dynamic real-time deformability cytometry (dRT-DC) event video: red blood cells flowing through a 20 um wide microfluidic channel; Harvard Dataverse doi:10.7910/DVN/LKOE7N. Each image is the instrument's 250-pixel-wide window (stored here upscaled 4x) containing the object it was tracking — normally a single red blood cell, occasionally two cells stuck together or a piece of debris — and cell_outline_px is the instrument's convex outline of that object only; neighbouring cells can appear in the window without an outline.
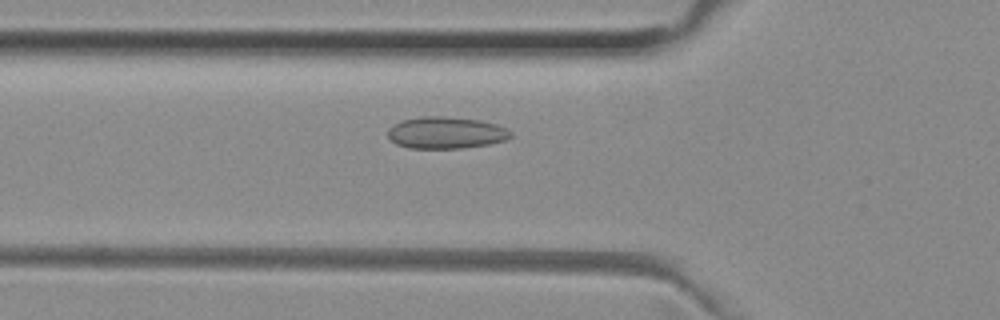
{"species": "common noctule bat (a hibernating species)", "species_latin": "Nyctalus noctula", "temperature_condition": "room temperature", "stored_images_in_passage": 52, "camera_frame_rate_fps": 3000, "um_per_image_px": 0.085, "animal": {"sex": "female", "body_mass_g": 29.2, "forearm_length_mm": 56.3}, "frame": {"image": 1, "passage_image": 18, "time_ms": 5.667, "image_size_px": [1000, 320], "cell_outline_px": [[512, 136], [508, 140], [488, 144], [464, 148], [408, 148], [396, 144], [388, 136], [388, 128], [404, 120], [420, 116], [444, 116], [480, 120], [496, 124], [512, 132]], "centroid_in_image_um": [37.93, 11.28], "position_along_channel_um": 87.9, "area_um2": 22.77}}
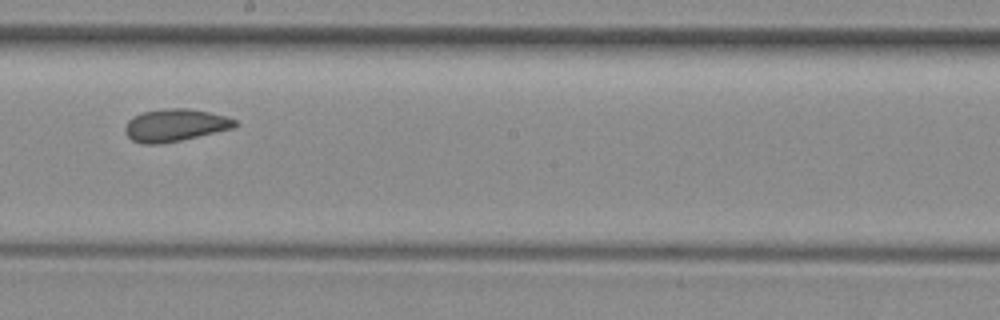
{"frame": {"image": 2, "passage_image": 29, "time_ms": 9.333, "image_size_px": [1000, 320], "cell_outline_px": [[240, 124], [236, 128], [180, 140], [160, 144], [144, 144], [132, 140], [124, 132], [124, 128], [128, 120], [132, 116], [144, 112], [164, 108], [188, 108], [208, 112], [224, 116], [236, 120]], "centroid_in_image_um": [14.89, 10.64], "position_along_channel_um": 233.3, "area_um2": 20.87}}
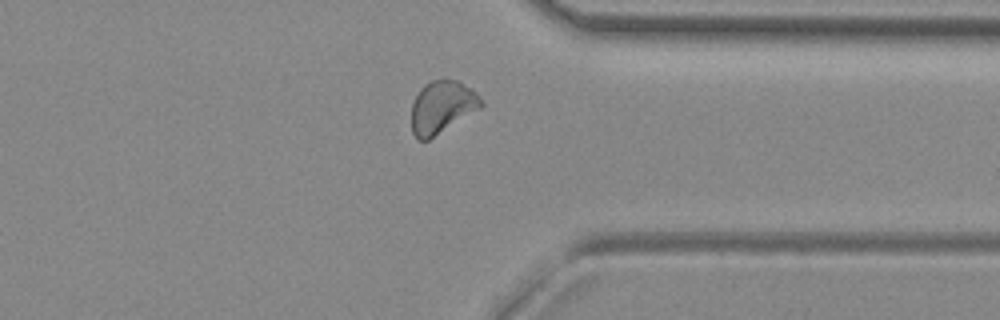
{"frame": {"image": 3, "passage_image": 40, "time_ms": 13.0, "image_size_px": [1000, 320], "cell_outline_px": [[484, 104], [480, 108], [428, 140], [416, 140], [412, 132], [412, 104], [420, 88], [424, 84], [432, 80], [444, 76], [456, 80], [472, 88], [484, 100]], "centroid_in_image_um": [37.58, 9.05], "position_along_channel_um": 373.8, "area_um2": 21.56}}